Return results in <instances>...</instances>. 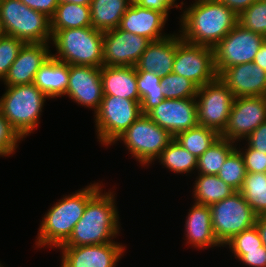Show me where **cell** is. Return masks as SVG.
Returning a JSON list of instances; mask_svg holds the SVG:
<instances>
[{"label":"cell","mask_w":266,"mask_h":267,"mask_svg":"<svg viewBox=\"0 0 266 267\" xmlns=\"http://www.w3.org/2000/svg\"><path fill=\"white\" fill-rule=\"evenodd\" d=\"M181 37L214 48L237 24L238 15L218 0H195L180 15Z\"/></svg>","instance_id":"6da1fadb"},{"label":"cell","mask_w":266,"mask_h":267,"mask_svg":"<svg viewBox=\"0 0 266 267\" xmlns=\"http://www.w3.org/2000/svg\"><path fill=\"white\" fill-rule=\"evenodd\" d=\"M115 193H103L100 188L87 202L81 219L76 223L69 239L61 246H84L115 242L119 235V212ZM118 234V235H117Z\"/></svg>","instance_id":"7a4b0ae2"},{"label":"cell","mask_w":266,"mask_h":267,"mask_svg":"<svg viewBox=\"0 0 266 267\" xmlns=\"http://www.w3.org/2000/svg\"><path fill=\"white\" fill-rule=\"evenodd\" d=\"M101 188V184L90 183L58 200L45 214L40 223L35 244L38 248H59L72 234L74 226L84 214L88 200Z\"/></svg>","instance_id":"3957f363"},{"label":"cell","mask_w":266,"mask_h":267,"mask_svg":"<svg viewBox=\"0 0 266 267\" xmlns=\"http://www.w3.org/2000/svg\"><path fill=\"white\" fill-rule=\"evenodd\" d=\"M0 112L22 139L36 130L49 97L33 83L5 87Z\"/></svg>","instance_id":"277c9868"},{"label":"cell","mask_w":266,"mask_h":267,"mask_svg":"<svg viewBox=\"0 0 266 267\" xmlns=\"http://www.w3.org/2000/svg\"><path fill=\"white\" fill-rule=\"evenodd\" d=\"M51 56L68 65L102 67L104 32L93 27L51 31Z\"/></svg>","instance_id":"5b68a950"},{"label":"cell","mask_w":266,"mask_h":267,"mask_svg":"<svg viewBox=\"0 0 266 267\" xmlns=\"http://www.w3.org/2000/svg\"><path fill=\"white\" fill-rule=\"evenodd\" d=\"M0 31L25 44L50 43L52 39L51 19L20 0H0Z\"/></svg>","instance_id":"8992f818"},{"label":"cell","mask_w":266,"mask_h":267,"mask_svg":"<svg viewBox=\"0 0 266 267\" xmlns=\"http://www.w3.org/2000/svg\"><path fill=\"white\" fill-rule=\"evenodd\" d=\"M173 139L168 130L161 128L146 114H141L112 145L123 141L131 157L141 166H149Z\"/></svg>","instance_id":"52a82bcc"},{"label":"cell","mask_w":266,"mask_h":267,"mask_svg":"<svg viewBox=\"0 0 266 267\" xmlns=\"http://www.w3.org/2000/svg\"><path fill=\"white\" fill-rule=\"evenodd\" d=\"M141 114L140 102L103 95L100 107L94 113L98 141L106 147L112 145Z\"/></svg>","instance_id":"ba28073f"},{"label":"cell","mask_w":266,"mask_h":267,"mask_svg":"<svg viewBox=\"0 0 266 267\" xmlns=\"http://www.w3.org/2000/svg\"><path fill=\"white\" fill-rule=\"evenodd\" d=\"M209 207L212 229L222 247L234 235L255 226L257 215L239 191Z\"/></svg>","instance_id":"9c48e42d"},{"label":"cell","mask_w":266,"mask_h":267,"mask_svg":"<svg viewBox=\"0 0 266 267\" xmlns=\"http://www.w3.org/2000/svg\"><path fill=\"white\" fill-rule=\"evenodd\" d=\"M195 99L198 124L221 134L227 125L235 99L232 91L217 77L204 86L198 87Z\"/></svg>","instance_id":"30bf717a"},{"label":"cell","mask_w":266,"mask_h":267,"mask_svg":"<svg viewBox=\"0 0 266 267\" xmlns=\"http://www.w3.org/2000/svg\"><path fill=\"white\" fill-rule=\"evenodd\" d=\"M266 40L260 34L237 24L215 47V68L218 76L235 65L253 62L255 55Z\"/></svg>","instance_id":"8fae6325"},{"label":"cell","mask_w":266,"mask_h":267,"mask_svg":"<svg viewBox=\"0 0 266 267\" xmlns=\"http://www.w3.org/2000/svg\"><path fill=\"white\" fill-rule=\"evenodd\" d=\"M172 73L190 79L198 87L215 80L214 48L187 42L179 34Z\"/></svg>","instance_id":"7c38bea8"},{"label":"cell","mask_w":266,"mask_h":267,"mask_svg":"<svg viewBox=\"0 0 266 267\" xmlns=\"http://www.w3.org/2000/svg\"><path fill=\"white\" fill-rule=\"evenodd\" d=\"M266 121V96L237 97L224 131L220 134L231 142L238 143Z\"/></svg>","instance_id":"4fadbf2b"},{"label":"cell","mask_w":266,"mask_h":267,"mask_svg":"<svg viewBox=\"0 0 266 267\" xmlns=\"http://www.w3.org/2000/svg\"><path fill=\"white\" fill-rule=\"evenodd\" d=\"M151 41L143 36L116 29L103 35V66H135Z\"/></svg>","instance_id":"5bb4252c"},{"label":"cell","mask_w":266,"mask_h":267,"mask_svg":"<svg viewBox=\"0 0 266 267\" xmlns=\"http://www.w3.org/2000/svg\"><path fill=\"white\" fill-rule=\"evenodd\" d=\"M126 246L111 242L84 246H60L61 267H116Z\"/></svg>","instance_id":"9a60e30c"},{"label":"cell","mask_w":266,"mask_h":267,"mask_svg":"<svg viewBox=\"0 0 266 267\" xmlns=\"http://www.w3.org/2000/svg\"><path fill=\"white\" fill-rule=\"evenodd\" d=\"M146 115L174 137L199 125L195 98L163 99Z\"/></svg>","instance_id":"2e32d148"},{"label":"cell","mask_w":266,"mask_h":267,"mask_svg":"<svg viewBox=\"0 0 266 267\" xmlns=\"http://www.w3.org/2000/svg\"><path fill=\"white\" fill-rule=\"evenodd\" d=\"M103 95L101 68L70 65L65 96L80 106L94 109L95 113L100 107Z\"/></svg>","instance_id":"e0dca14e"},{"label":"cell","mask_w":266,"mask_h":267,"mask_svg":"<svg viewBox=\"0 0 266 267\" xmlns=\"http://www.w3.org/2000/svg\"><path fill=\"white\" fill-rule=\"evenodd\" d=\"M49 44H24L3 80L5 87L33 83L36 73L51 56Z\"/></svg>","instance_id":"ac0fdd59"},{"label":"cell","mask_w":266,"mask_h":267,"mask_svg":"<svg viewBox=\"0 0 266 267\" xmlns=\"http://www.w3.org/2000/svg\"><path fill=\"white\" fill-rule=\"evenodd\" d=\"M218 77L235 98L266 96V71L253 62L226 68Z\"/></svg>","instance_id":"d6986e66"},{"label":"cell","mask_w":266,"mask_h":267,"mask_svg":"<svg viewBox=\"0 0 266 267\" xmlns=\"http://www.w3.org/2000/svg\"><path fill=\"white\" fill-rule=\"evenodd\" d=\"M167 19L160 11L144 8L136 2H131L118 28L143 36L151 42L159 41L170 35L162 32Z\"/></svg>","instance_id":"ffe728a7"},{"label":"cell","mask_w":266,"mask_h":267,"mask_svg":"<svg viewBox=\"0 0 266 267\" xmlns=\"http://www.w3.org/2000/svg\"><path fill=\"white\" fill-rule=\"evenodd\" d=\"M178 45V33H170L162 40L151 42L135 65L136 71L152 72L160 77L172 73Z\"/></svg>","instance_id":"44dd1931"},{"label":"cell","mask_w":266,"mask_h":267,"mask_svg":"<svg viewBox=\"0 0 266 267\" xmlns=\"http://www.w3.org/2000/svg\"><path fill=\"white\" fill-rule=\"evenodd\" d=\"M186 244L193 245L194 248L206 249L221 247L216 239L211 220V209L208 205L194 202L185 220Z\"/></svg>","instance_id":"7402d4cb"},{"label":"cell","mask_w":266,"mask_h":267,"mask_svg":"<svg viewBox=\"0 0 266 267\" xmlns=\"http://www.w3.org/2000/svg\"><path fill=\"white\" fill-rule=\"evenodd\" d=\"M101 81L104 95L124 97L140 102L135 66H103Z\"/></svg>","instance_id":"603a6c76"},{"label":"cell","mask_w":266,"mask_h":267,"mask_svg":"<svg viewBox=\"0 0 266 267\" xmlns=\"http://www.w3.org/2000/svg\"><path fill=\"white\" fill-rule=\"evenodd\" d=\"M69 73L70 65L50 56L36 73L33 84L49 99L62 97L68 87Z\"/></svg>","instance_id":"cb8c5ba5"},{"label":"cell","mask_w":266,"mask_h":267,"mask_svg":"<svg viewBox=\"0 0 266 267\" xmlns=\"http://www.w3.org/2000/svg\"><path fill=\"white\" fill-rule=\"evenodd\" d=\"M131 2V0H91L92 27L102 32L116 29Z\"/></svg>","instance_id":"d4e9b609"},{"label":"cell","mask_w":266,"mask_h":267,"mask_svg":"<svg viewBox=\"0 0 266 267\" xmlns=\"http://www.w3.org/2000/svg\"><path fill=\"white\" fill-rule=\"evenodd\" d=\"M51 19V31L92 27L90 6L58 3Z\"/></svg>","instance_id":"484cf974"},{"label":"cell","mask_w":266,"mask_h":267,"mask_svg":"<svg viewBox=\"0 0 266 267\" xmlns=\"http://www.w3.org/2000/svg\"><path fill=\"white\" fill-rule=\"evenodd\" d=\"M193 186V199L195 203L210 206L236 192L217 175L198 174Z\"/></svg>","instance_id":"4316f807"},{"label":"cell","mask_w":266,"mask_h":267,"mask_svg":"<svg viewBox=\"0 0 266 267\" xmlns=\"http://www.w3.org/2000/svg\"><path fill=\"white\" fill-rule=\"evenodd\" d=\"M237 143L223 137L217 139L197 160V172L217 175L227 157L236 149Z\"/></svg>","instance_id":"83f0119b"},{"label":"cell","mask_w":266,"mask_h":267,"mask_svg":"<svg viewBox=\"0 0 266 267\" xmlns=\"http://www.w3.org/2000/svg\"><path fill=\"white\" fill-rule=\"evenodd\" d=\"M156 160H159L158 162L168 170L176 174L184 173L187 176V173H191L197 168L198 158L183 148L174 138Z\"/></svg>","instance_id":"f1b7e54d"},{"label":"cell","mask_w":266,"mask_h":267,"mask_svg":"<svg viewBox=\"0 0 266 267\" xmlns=\"http://www.w3.org/2000/svg\"><path fill=\"white\" fill-rule=\"evenodd\" d=\"M183 148L199 158L217 139L220 134L205 126H196L178 133L174 137Z\"/></svg>","instance_id":"f546056e"},{"label":"cell","mask_w":266,"mask_h":267,"mask_svg":"<svg viewBox=\"0 0 266 267\" xmlns=\"http://www.w3.org/2000/svg\"><path fill=\"white\" fill-rule=\"evenodd\" d=\"M141 113L147 114L165 99L160 86L161 77L152 72L136 71Z\"/></svg>","instance_id":"4dcf8cb0"},{"label":"cell","mask_w":266,"mask_h":267,"mask_svg":"<svg viewBox=\"0 0 266 267\" xmlns=\"http://www.w3.org/2000/svg\"><path fill=\"white\" fill-rule=\"evenodd\" d=\"M257 216L266 215V174L247 172L239 191Z\"/></svg>","instance_id":"1f68e13d"},{"label":"cell","mask_w":266,"mask_h":267,"mask_svg":"<svg viewBox=\"0 0 266 267\" xmlns=\"http://www.w3.org/2000/svg\"><path fill=\"white\" fill-rule=\"evenodd\" d=\"M160 86L165 99L195 98L198 91L190 79L174 73L161 77Z\"/></svg>","instance_id":"d6a6232c"},{"label":"cell","mask_w":266,"mask_h":267,"mask_svg":"<svg viewBox=\"0 0 266 267\" xmlns=\"http://www.w3.org/2000/svg\"><path fill=\"white\" fill-rule=\"evenodd\" d=\"M247 171L241 153L235 149L221 166L217 176L235 191H240Z\"/></svg>","instance_id":"836d02e7"},{"label":"cell","mask_w":266,"mask_h":267,"mask_svg":"<svg viewBox=\"0 0 266 267\" xmlns=\"http://www.w3.org/2000/svg\"><path fill=\"white\" fill-rule=\"evenodd\" d=\"M243 28L266 38V0H256L238 16Z\"/></svg>","instance_id":"e575fe53"},{"label":"cell","mask_w":266,"mask_h":267,"mask_svg":"<svg viewBox=\"0 0 266 267\" xmlns=\"http://www.w3.org/2000/svg\"><path fill=\"white\" fill-rule=\"evenodd\" d=\"M25 43L13 36L0 35V80H4Z\"/></svg>","instance_id":"d590c367"},{"label":"cell","mask_w":266,"mask_h":267,"mask_svg":"<svg viewBox=\"0 0 266 267\" xmlns=\"http://www.w3.org/2000/svg\"><path fill=\"white\" fill-rule=\"evenodd\" d=\"M21 140L23 139L0 112V156L9 157L14 154Z\"/></svg>","instance_id":"8d00e7d4"},{"label":"cell","mask_w":266,"mask_h":267,"mask_svg":"<svg viewBox=\"0 0 266 267\" xmlns=\"http://www.w3.org/2000/svg\"><path fill=\"white\" fill-rule=\"evenodd\" d=\"M226 245L231 250H253L259 249L263 244L258 229L253 226L234 235L223 247Z\"/></svg>","instance_id":"74e56055"},{"label":"cell","mask_w":266,"mask_h":267,"mask_svg":"<svg viewBox=\"0 0 266 267\" xmlns=\"http://www.w3.org/2000/svg\"><path fill=\"white\" fill-rule=\"evenodd\" d=\"M247 146V147H246ZM243 149L236 147L241 153L246 171L250 173H265L266 172V153H262L258 150L252 149L248 144Z\"/></svg>","instance_id":"f35d334b"},{"label":"cell","mask_w":266,"mask_h":267,"mask_svg":"<svg viewBox=\"0 0 266 267\" xmlns=\"http://www.w3.org/2000/svg\"><path fill=\"white\" fill-rule=\"evenodd\" d=\"M234 257L248 267H266V247L260 246L253 250H231Z\"/></svg>","instance_id":"ab89813d"},{"label":"cell","mask_w":266,"mask_h":267,"mask_svg":"<svg viewBox=\"0 0 266 267\" xmlns=\"http://www.w3.org/2000/svg\"><path fill=\"white\" fill-rule=\"evenodd\" d=\"M131 1L136 2L141 7L160 11L167 18H168V15H169L168 12L170 9L175 7L176 9L180 8L181 10H183L184 8H182V6L185 5L183 2L180 3L181 5H178L176 3V0H131Z\"/></svg>","instance_id":"60d3db41"},{"label":"cell","mask_w":266,"mask_h":267,"mask_svg":"<svg viewBox=\"0 0 266 267\" xmlns=\"http://www.w3.org/2000/svg\"><path fill=\"white\" fill-rule=\"evenodd\" d=\"M246 139L245 141L252 149L266 153V121L261 123Z\"/></svg>","instance_id":"b9f144b4"},{"label":"cell","mask_w":266,"mask_h":267,"mask_svg":"<svg viewBox=\"0 0 266 267\" xmlns=\"http://www.w3.org/2000/svg\"><path fill=\"white\" fill-rule=\"evenodd\" d=\"M29 8L42 12L51 18L58 6L57 0H20Z\"/></svg>","instance_id":"7bdbcfd3"},{"label":"cell","mask_w":266,"mask_h":267,"mask_svg":"<svg viewBox=\"0 0 266 267\" xmlns=\"http://www.w3.org/2000/svg\"><path fill=\"white\" fill-rule=\"evenodd\" d=\"M219 2L226 5L238 16L245 11L253 2L256 0H218Z\"/></svg>","instance_id":"ee69618b"},{"label":"cell","mask_w":266,"mask_h":267,"mask_svg":"<svg viewBox=\"0 0 266 267\" xmlns=\"http://www.w3.org/2000/svg\"><path fill=\"white\" fill-rule=\"evenodd\" d=\"M253 63L257 64V66L266 71V40L255 55Z\"/></svg>","instance_id":"f6af8a7d"},{"label":"cell","mask_w":266,"mask_h":267,"mask_svg":"<svg viewBox=\"0 0 266 267\" xmlns=\"http://www.w3.org/2000/svg\"><path fill=\"white\" fill-rule=\"evenodd\" d=\"M255 226L260 234L262 244L266 247V215L257 216Z\"/></svg>","instance_id":"bcb514c9"},{"label":"cell","mask_w":266,"mask_h":267,"mask_svg":"<svg viewBox=\"0 0 266 267\" xmlns=\"http://www.w3.org/2000/svg\"><path fill=\"white\" fill-rule=\"evenodd\" d=\"M57 1L58 3L69 2V3L84 5V6H90V3H91V0H57Z\"/></svg>","instance_id":"7dc6e473"}]
</instances>
